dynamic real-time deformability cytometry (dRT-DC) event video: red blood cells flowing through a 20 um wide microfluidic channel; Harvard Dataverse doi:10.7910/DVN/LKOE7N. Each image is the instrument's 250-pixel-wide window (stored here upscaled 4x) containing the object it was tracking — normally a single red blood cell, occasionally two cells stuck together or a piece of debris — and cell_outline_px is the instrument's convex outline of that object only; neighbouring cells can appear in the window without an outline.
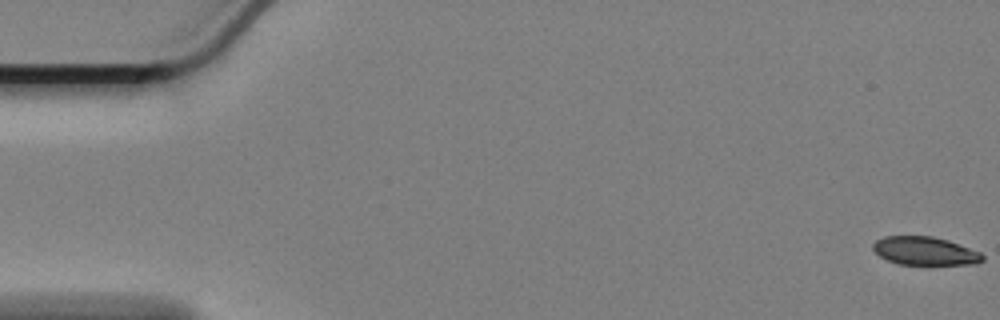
{"species": "Egyptian fruit bat (a non-hibernating species)", "species_latin": "Rousettus aegyptiacus", "temperature_condition": "cold", "stored_images_in_passage": 59, "camera_frame_rate_fps": 3000, "um_per_image_px": 0.085, "animal": {"sex": "female"}, "frame": {"image": 1, "passage_image": 1, "time_ms": 0.0, "image_size_px": [1000, 320], "cell_outline_px": [[984, 260], [976, 264], [928, 268], [896, 264], [880, 256], [872, 248], [872, 244], [876, 240], [884, 236], [932, 236], [948, 240], [980, 252], [984, 256]], "centroid_in_image_um": [78.65, 21.4], "position_along_channel_um": 6.3, "area_um2": 19.19}}
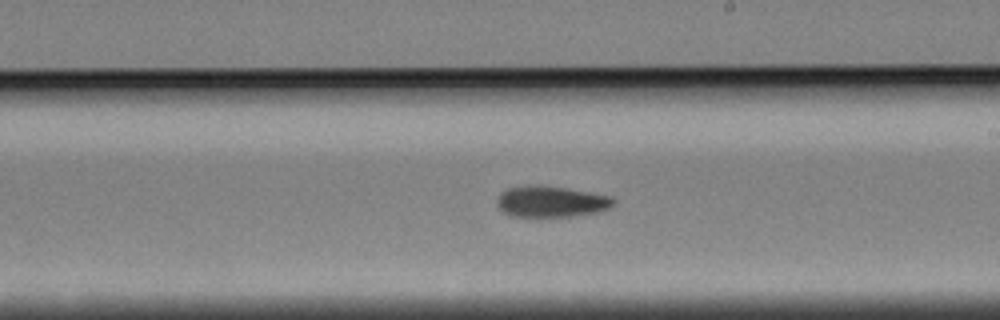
{"frame": {"image": 2, "passage_image": 34, "time_ms": 11.0, "image_size_px": [1000, 320], "cell_outline_px": [[616, 200], [608, 208], [600, 212], [572, 216], [540, 220], [512, 216], [504, 212], [496, 204], [496, 200], [500, 192], [508, 188], [564, 188], [612, 196]], "centroid_in_image_um": [46.84, 17.23], "position_along_channel_um": 242.2, "area_um2": 21.1}}
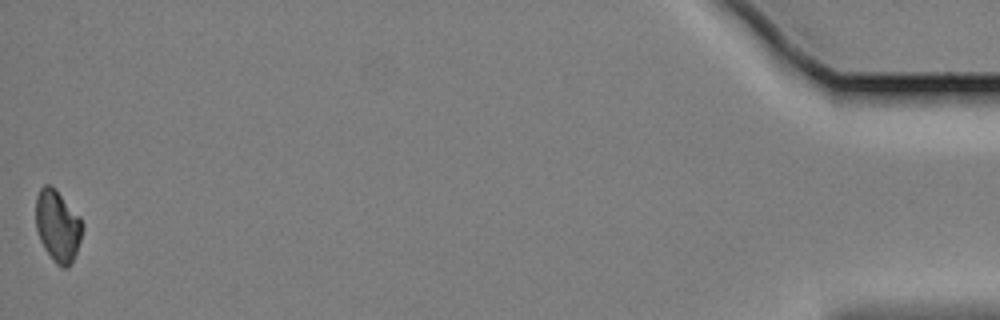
{"frame": {"image": 3, "passage_image": 59, "time_ms": 19.333, "image_size_px": [1000, 320], "cell_outline_px": [[84, 228], [76, 252], [68, 268], [60, 268], [52, 260], [44, 248], [40, 240], [36, 228], [36, 196], [40, 188], [44, 184], [48, 184], [80, 216], [84, 224]], "centroid_in_image_um": [4.9, 19.25], "position_along_channel_um": 430.3, "area_um2": 19.31}, "authors_computed_cell_mechanics": {"area_um2": 20.8658, "velocity_mm_per_s": 3.3979, "shape_relaxation_time_tau1_ms": 5.7357, "shape_relaxation_time_tau2_ms": null, "deformation_change_tau1": 0.1227, "deformation_change_tau2": null}}